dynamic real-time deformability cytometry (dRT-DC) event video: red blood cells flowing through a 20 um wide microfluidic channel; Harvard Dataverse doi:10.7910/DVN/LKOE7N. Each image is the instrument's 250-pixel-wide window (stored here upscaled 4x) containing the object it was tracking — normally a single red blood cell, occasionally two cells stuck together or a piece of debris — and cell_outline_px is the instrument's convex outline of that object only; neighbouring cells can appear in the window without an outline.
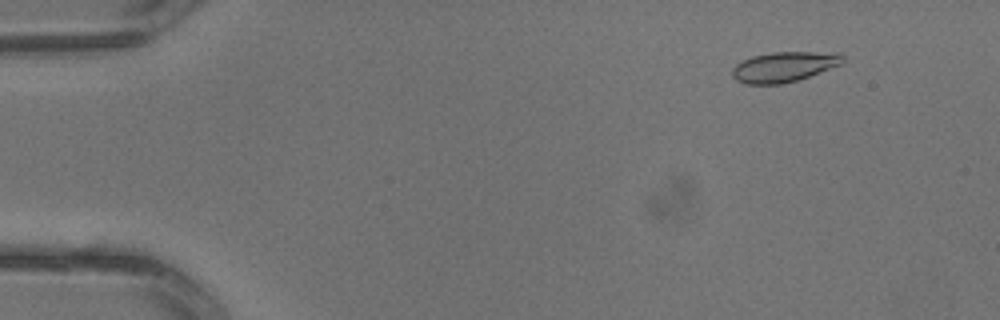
{"species": "common noctule bat (a hibernating species)", "species_latin": "Nyctalus noctula", "temperature_condition": "warm", "stored_images_in_passage": 3, "camera_frame_rate_fps": 3000, "um_per_image_px": 0.085, "animal": {"sex": "male", "body_mass_g": 13.3}, "frame": {"image": 1, "passage_image": 1, "time_ms": 0.0, "image_size_px": [1000, 320], "cell_outline_px": [[844, 64], [796, 80], [780, 84], [744, 84], [736, 80], [732, 76], [732, 68], [736, 64], [752, 56], [772, 52], [840, 52], [844, 56]], "centroid_in_image_um": [66.67, 5.67], "position_along_channel_um": 18.3, "area_um2": 19.54}}
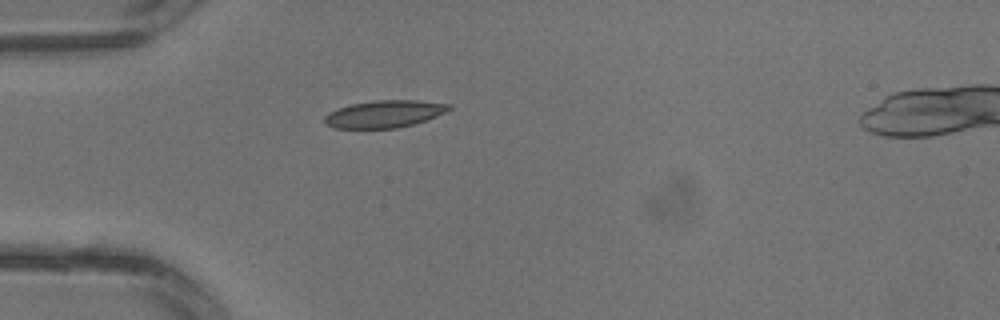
{"frame": {"image": 2, "passage_image": 2, "time_ms": 0.333, "image_size_px": [1000, 320], "cell_outline_px": [[452, 108], [436, 116], [412, 124], [396, 128], [336, 128], [324, 124], [324, 116], [328, 112], [352, 104], [376, 100], [416, 100], [452, 104]], "centroid_in_image_um": [32.66, 9.68], "position_along_channel_um": 52.3, "area_um2": 19.59}}